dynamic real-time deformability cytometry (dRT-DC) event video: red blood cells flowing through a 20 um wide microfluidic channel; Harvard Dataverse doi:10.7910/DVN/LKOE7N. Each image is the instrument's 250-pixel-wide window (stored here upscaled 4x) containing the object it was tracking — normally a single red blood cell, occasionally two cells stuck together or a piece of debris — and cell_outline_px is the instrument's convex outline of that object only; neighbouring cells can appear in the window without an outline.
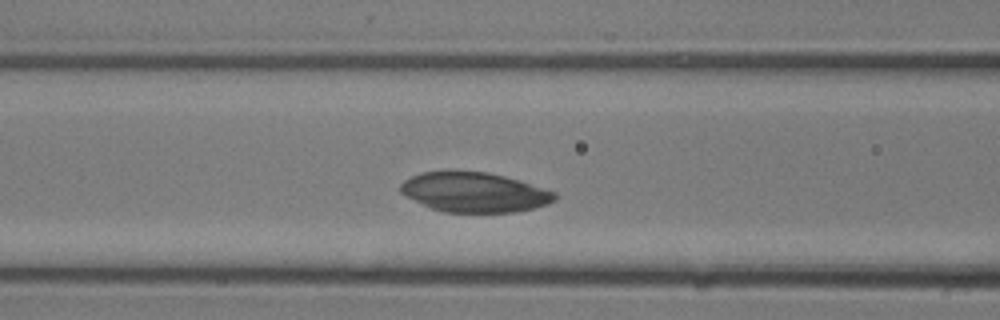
{"species": "common noctule bat (a hibernating species)", "species_latin": "Nyctalus noctula", "temperature_condition": "room temperature", "stored_images_in_passage": 9, "camera_frame_rate_fps": 3000, "um_per_image_px": 0.085, "animal": {"sex": "male", "body_mass_g": 13.3}, "frame": {"image": 1, "passage_image": 7, "time_ms": 2.0, "image_size_px": [1000, 320], "cell_outline_px": [[556, 200], [548, 204], [532, 208], [512, 212], [444, 212], [432, 208], [404, 196], [400, 192], [400, 184], [404, 180], [412, 176], [424, 172], [488, 172], [504, 176], [556, 192]], "centroid_in_image_um": [40.31, 16.35], "position_along_channel_um": 126.3, "area_um2": 35.26}}